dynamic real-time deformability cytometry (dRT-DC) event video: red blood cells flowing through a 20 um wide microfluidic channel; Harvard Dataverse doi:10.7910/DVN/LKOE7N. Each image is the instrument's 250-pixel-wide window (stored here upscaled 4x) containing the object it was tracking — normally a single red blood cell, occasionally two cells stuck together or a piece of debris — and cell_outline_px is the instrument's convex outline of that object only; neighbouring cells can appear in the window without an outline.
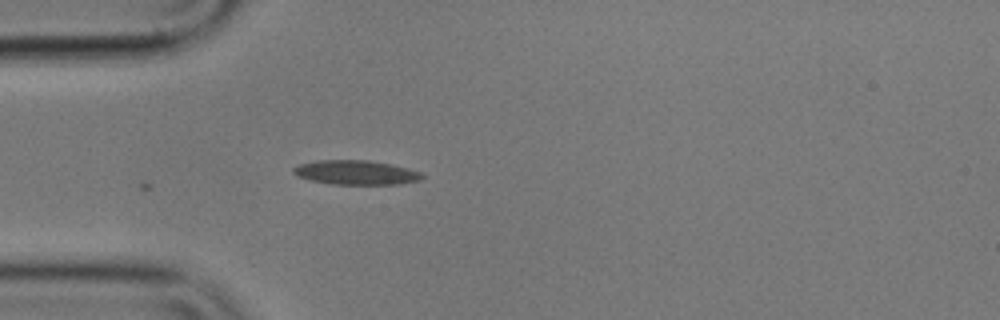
{"species": "common noctule bat (a hibernating species)", "species_latin": "Nyctalus noctula", "temperature_condition": "cold", "stored_images_in_passage": 7, "camera_frame_rate_fps": 3000, "um_per_image_px": 0.085, "animal": {"sex": "male", "body_mass_g": 17.9}, "frame": {"image": 1, "passage_image": 1, "time_ms": 0.0, "image_size_px": [1000, 320], "cell_outline_px": [[424, 176], [420, 180], [400, 184], [332, 184], [312, 180], [296, 176], [292, 172], [292, 168], [300, 164], [316, 160], [368, 160], [392, 164], [408, 168], [420, 172]], "centroid_in_image_um": [30.25, 14.66], "position_along_channel_um": 54.8, "area_um2": 18.26}}
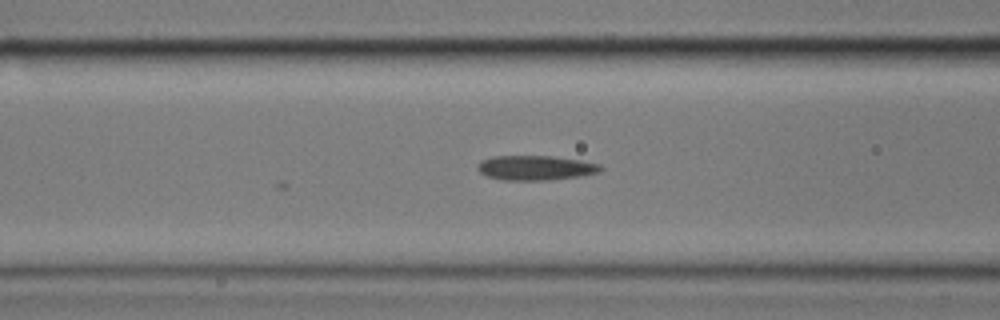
{"frame": {"image": 2, "passage_image": 7, "time_ms": 2.0, "image_size_px": [1000, 320], "cell_outline_px": [[604, 168], [600, 172], [580, 176], [552, 180], [504, 180], [488, 176], [480, 172], [476, 168], [476, 164], [480, 160], [492, 156], [552, 156], [580, 160], [600, 164]], "centroid_in_image_um": [45.52, 14.26], "position_along_channel_um": 121.1, "area_um2": 17.86}}